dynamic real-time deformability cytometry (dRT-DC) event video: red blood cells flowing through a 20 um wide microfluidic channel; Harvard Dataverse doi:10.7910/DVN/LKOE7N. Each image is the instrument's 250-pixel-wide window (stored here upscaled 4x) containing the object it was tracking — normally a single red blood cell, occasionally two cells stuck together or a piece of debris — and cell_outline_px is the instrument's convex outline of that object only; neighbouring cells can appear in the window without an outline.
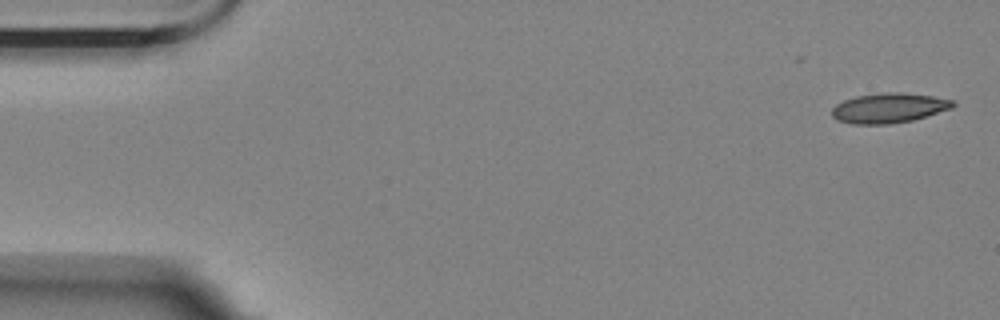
{"species": "Egyptian fruit bat (a non-hibernating species)", "species_latin": "Rousettus aegyptiacus", "temperature_condition": "room temperature", "stored_images_in_passage": 5, "camera_frame_rate_fps": 3000, "um_per_image_px": 0.085, "animal": {"sex": "female"}, "frame": {"image": 1, "passage_image": 1, "time_ms": 0.0, "image_size_px": [1000, 320], "cell_outline_px": [[956, 104], [952, 108], [912, 120], [888, 124], [852, 124], [836, 120], [832, 116], [832, 108], [836, 104], [844, 100], [856, 96], [884, 92], [900, 92], [932, 96], [952, 100]], "centroid_in_image_um": [75.52, 9.18], "position_along_channel_um": 9.5, "area_um2": 20.98}}
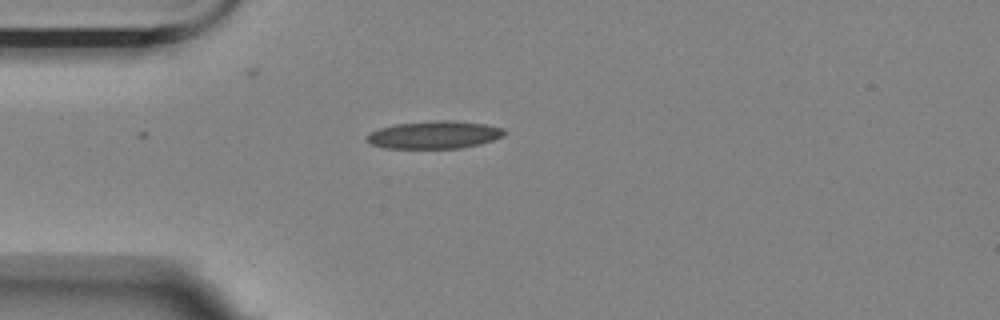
{"frame": {"image": 2, "passage_image": 5, "time_ms": 4.333, "image_size_px": [1000, 320], "cell_outline_px": [[508, 132], [504, 136], [480, 144], [460, 148], [384, 148], [372, 144], [364, 140], [364, 136], [380, 128], [396, 124], [436, 120], [452, 120], [484, 124], [504, 128]], "centroid_in_image_um": [36.93, 11.46], "position_along_channel_um": 48.1, "area_um2": 22.25}}